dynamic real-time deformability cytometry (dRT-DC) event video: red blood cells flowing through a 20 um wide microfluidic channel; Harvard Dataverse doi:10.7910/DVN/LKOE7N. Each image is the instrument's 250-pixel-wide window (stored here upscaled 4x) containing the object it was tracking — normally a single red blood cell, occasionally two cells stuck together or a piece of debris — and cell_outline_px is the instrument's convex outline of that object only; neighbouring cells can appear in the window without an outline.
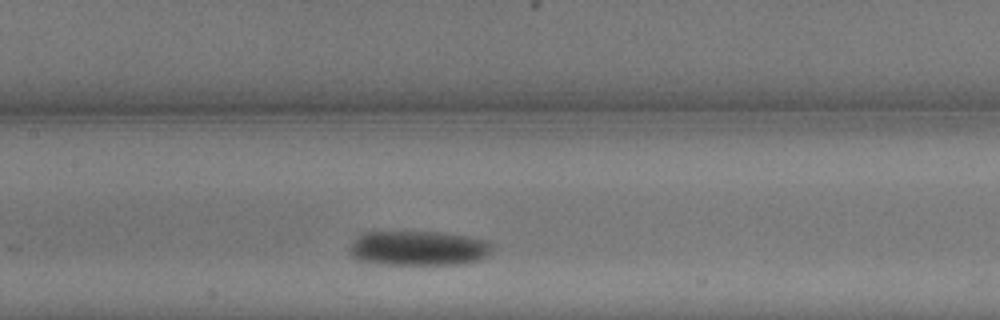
{"species": "common noctule bat (a hibernating species)", "species_latin": "Nyctalus noctula", "temperature_condition": "warm", "stored_images_in_passage": 15, "camera_frame_rate_fps": 3000, "um_per_image_px": 0.085, "animal": {"sex": "male", "body_mass_g": 13.3}, "frame": {"image": 1, "passage_image": 5, "time_ms": 1.333, "image_size_px": [1000, 320], "cell_outline_px": [[492, 248], [480, 260], [460, 264], [380, 264], [356, 260], [348, 252], [348, 248], [364, 232], [436, 232], [464, 236], [488, 240], [492, 244]], "centroid_in_image_um": [35.54, 21.11], "position_along_channel_um": 171.9, "area_um2": 28.67}}
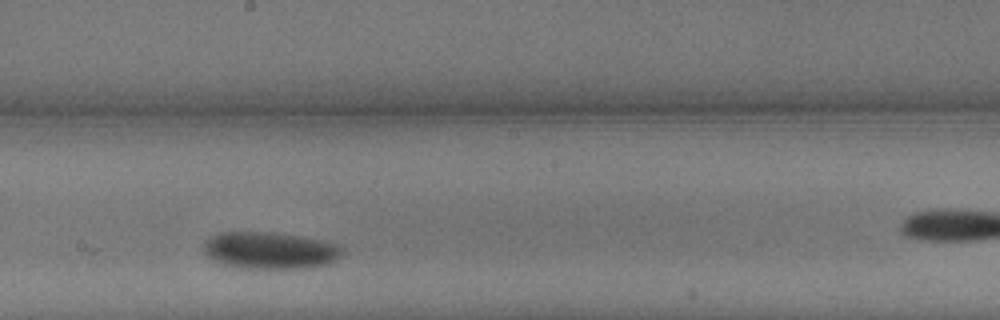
{"frame": {"image": 2, "passage_image": 7, "time_ms": 2.0, "image_size_px": [1000, 320], "cell_outline_px": [[344, 252], [336, 260], [328, 264], [316, 268], [240, 268], [224, 264], [212, 260], [204, 252], [204, 244], [212, 236], [220, 232], [268, 232], [324, 240], [340, 244], [344, 248]], "centroid_in_image_um": [23.01, 21.3], "position_along_channel_um": 225.2, "area_um2": 30.0}}
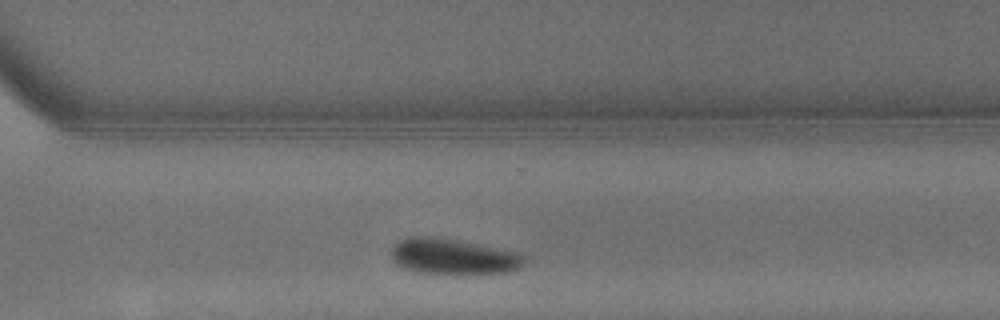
{"frame": {"image": 3, "passage_image": 11, "time_ms": 3.333, "image_size_px": [1000, 320], "cell_outline_px": [[528, 256], [524, 264], [520, 268], [508, 272], [416, 272], [404, 268], [396, 264], [392, 260], [392, 244], [408, 236], [432, 236], [460, 240], [520, 252]], "centroid_in_image_um": [38.53, 21.76], "position_along_channel_um": 332.1, "area_um2": 27.63}}